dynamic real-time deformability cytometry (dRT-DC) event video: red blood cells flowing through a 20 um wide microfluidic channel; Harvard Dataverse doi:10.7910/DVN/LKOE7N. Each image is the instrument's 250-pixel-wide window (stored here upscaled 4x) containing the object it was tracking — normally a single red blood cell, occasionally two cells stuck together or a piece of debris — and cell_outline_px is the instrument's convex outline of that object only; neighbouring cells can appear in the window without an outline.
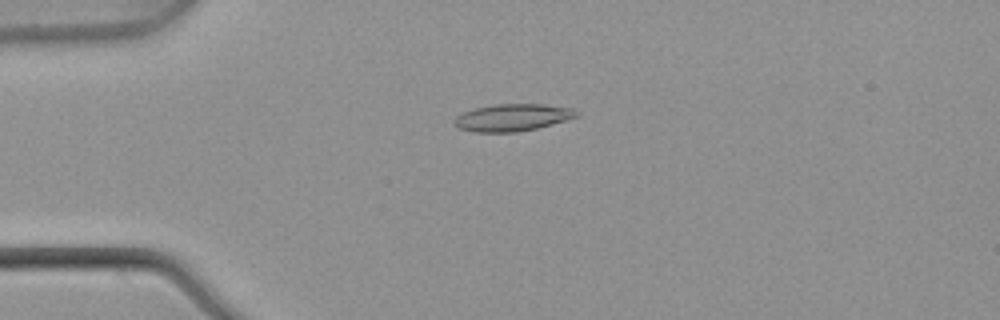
{"species": "common noctule bat (a hibernating species)", "species_latin": "Nyctalus noctula", "temperature_condition": "warm", "stored_images_in_passage": 5, "camera_frame_rate_fps": 3000, "um_per_image_px": 0.085, "animal": {"sex": "male", "body_mass_g": 21.5, "forearm_length_mm": 52.0}, "frame": {"image": 1, "passage_image": 4, "time_ms": 1.0, "image_size_px": [1000, 320], "cell_outline_px": [[580, 116], [552, 124], [536, 128], [516, 132], [476, 132], [460, 128], [452, 124], [452, 120], [456, 116], [472, 108], [496, 104], [540, 104], [572, 108], [580, 112]], "centroid_in_image_um": [43.55, 9.98], "position_along_channel_um": 41.5, "area_um2": 19.42}}
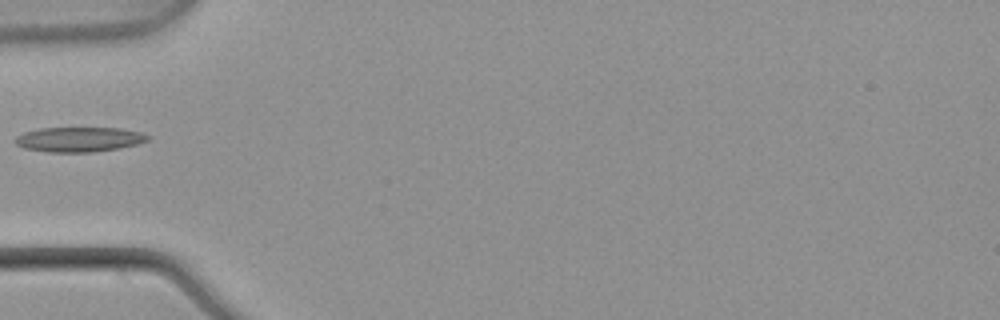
{"frame": {"image": 2, "passage_image": 5, "time_ms": 1.333, "image_size_px": [1000, 320], "cell_outline_px": [[152, 136], [148, 140], [136, 144], [120, 148], [92, 152], [48, 152], [24, 148], [16, 144], [12, 140], [16, 136], [24, 132], [40, 128], [120, 128], [140, 132]], "centroid_in_image_um": [6.7, 11.85], "position_along_channel_um": 78.3, "area_um2": 19.25}}